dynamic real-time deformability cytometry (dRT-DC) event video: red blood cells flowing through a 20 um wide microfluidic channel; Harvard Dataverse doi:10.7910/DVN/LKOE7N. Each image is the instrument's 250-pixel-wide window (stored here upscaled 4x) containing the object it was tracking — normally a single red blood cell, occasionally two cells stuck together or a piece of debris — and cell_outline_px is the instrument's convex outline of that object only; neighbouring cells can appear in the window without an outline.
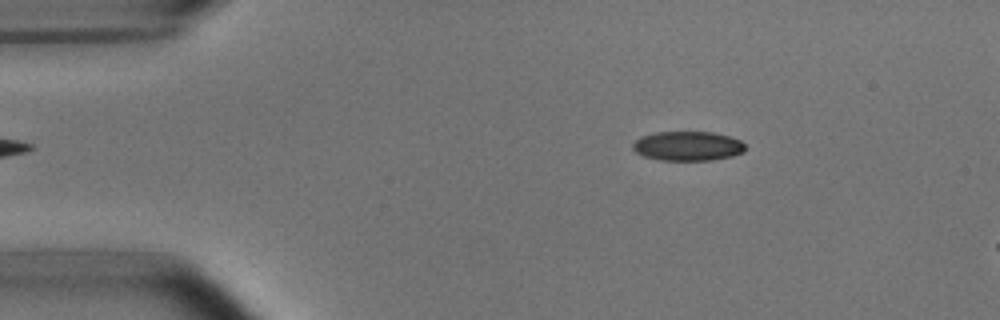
{"species": "common noctule bat (a hibernating species)", "species_latin": "Nyctalus noctula", "temperature_condition": "room temperature", "stored_images_in_passage": 9, "camera_frame_rate_fps": 3000, "um_per_image_px": 0.085, "animal": {"sex": "male", "body_mass_g": 15.6}, "frame": {"image": 1, "passage_image": 3, "time_ms": 0.667, "image_size_px": [1000, 320], "cell_outline_px": [[744, 152], [732, 156], [712, 160], [660, 160], [644, 156], [636, 152], [632, 148], [632, 144], [640, 136], [656, 132], [712, 132], [728, 136], [740, 140], [744, 144]], "centroid_in_image_um": [58.44, 12.41], "position_along_channel_um": 26.6, "area_um2": 19.25}}